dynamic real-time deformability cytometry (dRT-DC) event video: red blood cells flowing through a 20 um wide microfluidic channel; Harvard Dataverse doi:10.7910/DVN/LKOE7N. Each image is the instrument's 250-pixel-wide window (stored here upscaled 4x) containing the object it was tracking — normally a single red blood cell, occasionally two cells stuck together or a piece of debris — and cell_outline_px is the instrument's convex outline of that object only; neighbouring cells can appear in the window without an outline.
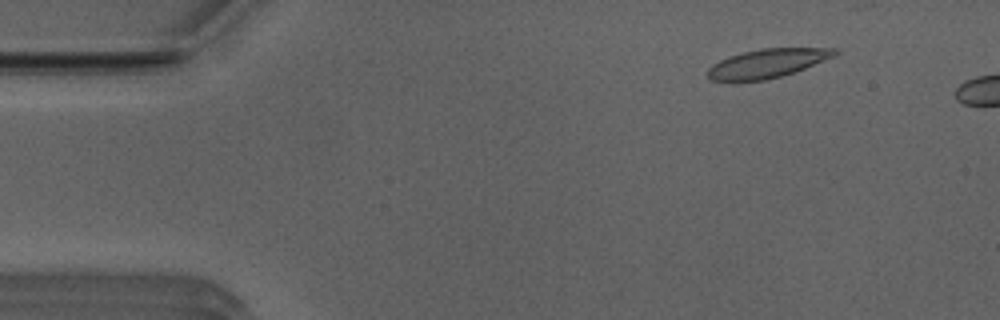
{"species": "Egyptian fruit bat (a non-hibernating species)", "species_latin": "Rousettus aegyptiacus", "temperature_condition": "room temperature", "stored_images_in_passage": 8, "camera_frame_rate_fps": 3000, "um_per_image_px": 0.085, "animal": {"sex": "male"}, "frame": {"image": 1, "passage_image": 2, "time_ms": 0.333, "image_size_px": [1000, 320], "cell_outline_px": [[840, 52], [836, 56], [804, 68], [768, 80], [712, 80], [708, 76], [708, 68], [712, 64], [728, 56], [740, 52], [760, 48], [836, 48]], "centroid_in_image_um": [65.24, 5.36], "position_along_channel_um": 19.8, "area_um2": 21.21}}